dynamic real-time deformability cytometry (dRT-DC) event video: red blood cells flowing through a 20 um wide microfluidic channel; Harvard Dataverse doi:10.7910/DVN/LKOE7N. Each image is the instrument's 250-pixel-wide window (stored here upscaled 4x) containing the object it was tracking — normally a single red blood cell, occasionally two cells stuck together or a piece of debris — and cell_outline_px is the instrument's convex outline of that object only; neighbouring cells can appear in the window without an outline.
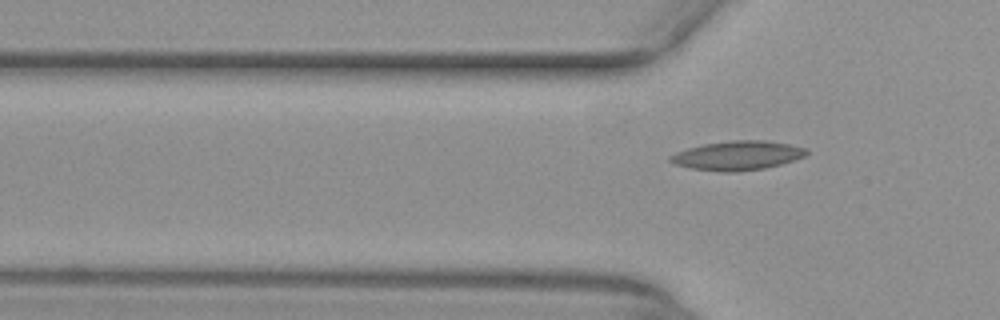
{"species": "common noctule bat (a hibernating species)", "species_latin": "Nyctalus noctula", "temperature_condition": "warm", "stored_images_in_passage": 9, "camera_frame_rate_fps": 3000, "um_per_image_px": 0.085, "animal": {"sex": "female", "body_mass_g": 29.2, "forearm_length_mm": 56.3}, "frame": {"image": 1, "passage_image": 9, "time_ms": 2.667, "image_size_px": [1000, 320], "cell_outline_px": [[808, 152], [804, 156], [796, 160], [764, 168], [736, 172], [724, 172], [692, 168], [676, 164], [668, 160], [668, 156], [676, 152], [688, 148], [704, 144], [732, 140], [768, 140], [788, 144], [804, 148]], "centroid_in_image_um": [62.68, 13.21], "position_along_channel_um": 63.1, "area_um2": 23.0}}